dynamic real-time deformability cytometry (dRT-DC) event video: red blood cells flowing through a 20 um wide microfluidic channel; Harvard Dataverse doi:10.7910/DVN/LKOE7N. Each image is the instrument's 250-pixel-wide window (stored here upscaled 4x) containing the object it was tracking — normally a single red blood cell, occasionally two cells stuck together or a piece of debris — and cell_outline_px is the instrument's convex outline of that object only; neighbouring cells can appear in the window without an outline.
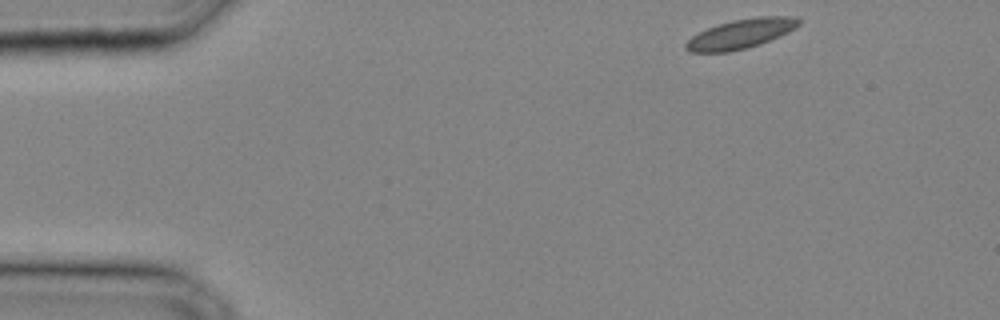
{"species": "common noctule bat (a hibernating species)", "species_latin": "Nyctalus noctula", "temperature_condition": "cold", "stored_images_in_passage": 26, "camera_frame_rate_fps": 3000, "um_per_image_px": 0.085, "animal": {"sex": "male", "body_mass_g": 20.4}, "frame": {"image": 1, "passage_image": 1, "time_ms": 0.0, "image_size_px": [1000, 320], "cell_outline_px": [[804, 20], [796, 28], [780, 36], [760, 44], [748, 48], [728, 52], [688, 52], [684, 48], [684, 44], [692, 36], [708, 28], [732, 20], [756, 16], [796, 16]], "centroid_in_image_um": [63.02, 2.87], "position_along_channel_um": 22.0, "area_um2": 19.59}}
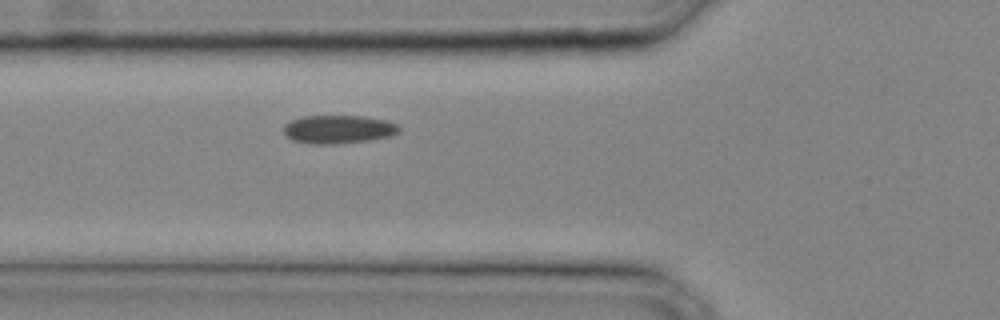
{"frame": {"image": 2, "passage_image": 9, "time_ms": 2.667, "image_size_px": [1000, 320], "cell_outline_px": [[400, 132], [392, 136], [368, 140], [340, 144], [312, 144], [292, 140], [284, 136], [284, 124], [292, 120], [304, 116], [360, 116], [384, 120], [396, 124], [400, 128]], "centroid_in_image_um": [28.74, 11.0], "position_along_channel_um": 97.1, "area_um2": 19.13}}
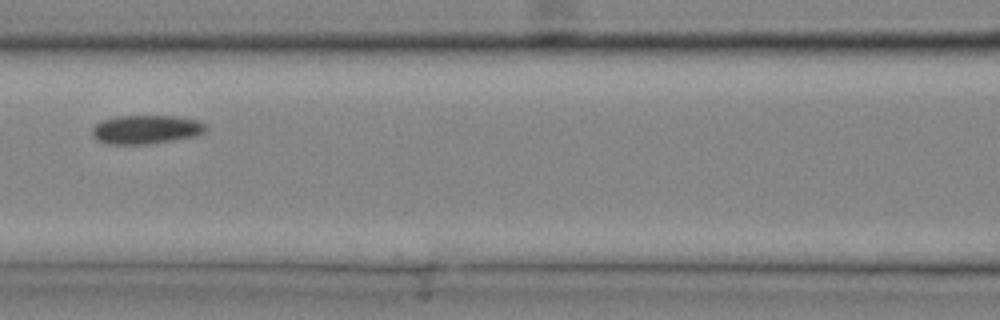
{"frame": {"image": 3, "passage_image": 12, "time_ms": 3.667, "image_size_px": [1000, 320], "cell_outline_px": [[208, 128], [204, 132], [196, 136], [148, 144], [108, 144], [96, 140], [92, 136], [92, 128], [96, 124], [104, 120], [116, 116], [176, 116], [200, 120]], "centroid_in_image_um": [12.42, 11.0], "position_along_channel_um": 154.2, "area_um2": 19.13}}